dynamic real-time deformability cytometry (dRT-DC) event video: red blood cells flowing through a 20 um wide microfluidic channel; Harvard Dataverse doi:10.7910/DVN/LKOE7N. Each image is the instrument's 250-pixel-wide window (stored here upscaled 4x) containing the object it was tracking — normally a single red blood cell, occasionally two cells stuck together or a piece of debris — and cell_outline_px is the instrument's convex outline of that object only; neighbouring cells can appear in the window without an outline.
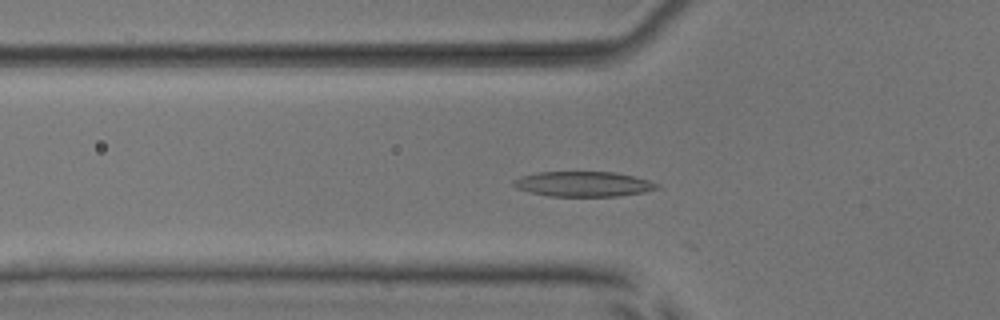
{"species": "common noctule bat (a hibernating species)", "species_latin": "Nyctalus noctula", "temperature_condition": "room temperature", "stored_images_in_passage": 46, "camera_frame_rate_fps": 3000, "um_per_image_px": 0.085, "animal": {"sex": "male", "body_mass_g": 17.9, "forearm_length_mm": 54.2}, "frame": {"image": 1, "passage_image": 19, "time_ms": 6.0, "image_size_px": [1000, 320], "cell_outline_px": [[660, 188], [644, 192], [620, 196], [548, 196], [516, 188], [512, 184], [512, 180], [520, 176], [536, 172], [612, 172], [632, 176], [648, 180], [660, 184]], "centroid_in_image_um": [49.57, 15.64], "position_along_channel_um": 76.2, "area_um2": 20.98}}
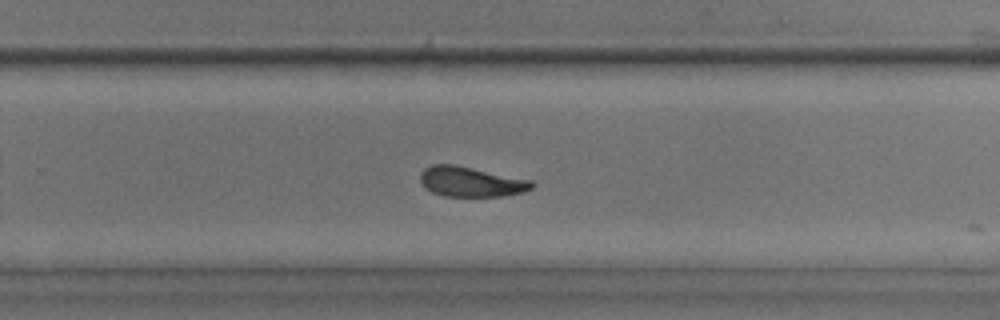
{"frame": {"image": 2, "passage_image": 36, "time_ms": 11.667, "image_size_px": [1000, 320], "cell_outline_px": [[536, 184], [532, 188], [524, 192], [500, 196], [444, 196], [432, 192], [420, 180], [420, 172], [424, 168], [432, 164], [456, 164], [532, 180]], "centroid_in_image_um": [40.05, 15.43], "position_along_channel_um": 289.7, "area_um2": 19.59}}
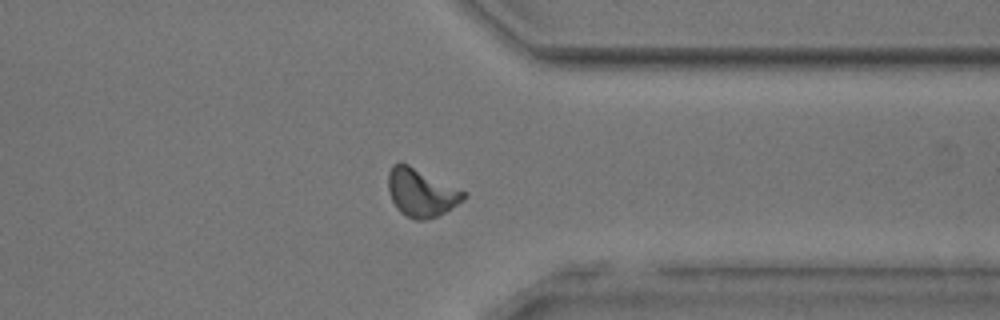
{"frame": {"image": 3, "passage_image": 43, "time_ms": 14.0, "image_size_px": [1000, 320], "cell_outline_px": [[468, 196], [464, 200], [444, 212], [436, 216], [424, 220], [416, 220], [400, 212], [396, 208], [388, 192], [388, 172], [392, 164], [400, 160], [468, 192]], "centroid_in_image_um": [35.8, 16.34], "position_along_channel_um": 375.6, "area_um2": 21.39}}